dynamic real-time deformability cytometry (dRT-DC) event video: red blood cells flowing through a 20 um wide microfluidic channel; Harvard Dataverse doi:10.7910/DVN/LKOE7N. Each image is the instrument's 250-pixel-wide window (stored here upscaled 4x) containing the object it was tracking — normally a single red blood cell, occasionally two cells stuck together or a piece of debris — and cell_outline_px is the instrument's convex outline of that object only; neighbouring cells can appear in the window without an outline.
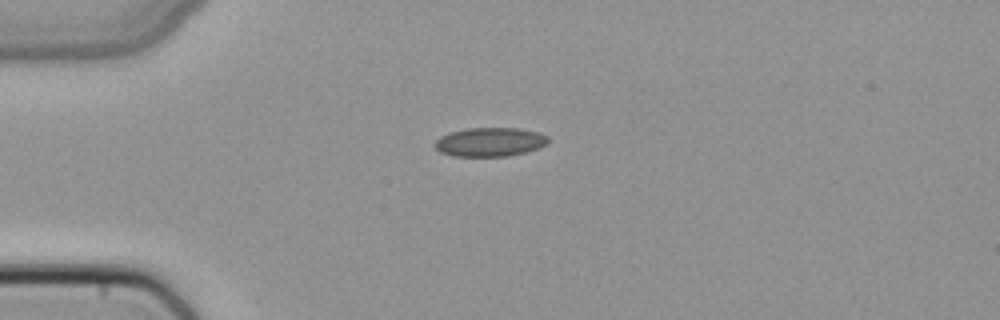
{"species": "common noctule bat (a hibernating species)", "species_latin": "Nyctalus noctula", "temperature_condition": "cold", "stored_images_in_passage": 38, "camera_frame_rate_fps": 3000, "um_per_image_px": 0.085, "animal": {"sex": "female", "body_mass_g": 22.7, "forearm_length_mm": 54.2}, "frame": {"image": 1, "passage_image": 1, "time_ms": 0.0, "image_size_px": [1000, 320], "cell_outline_px": [[548, 144], [540, 148], [508, 156], [452, 156], [440, 152], [432, 144], [440, 136], [448, 132], [468, 128], [516, 128], [536, 132], [548, 136]], "centroid_in_image_um": [41.61, 12.07], "position_along_channel_um": 43.4, "area_um2": 19.19}}
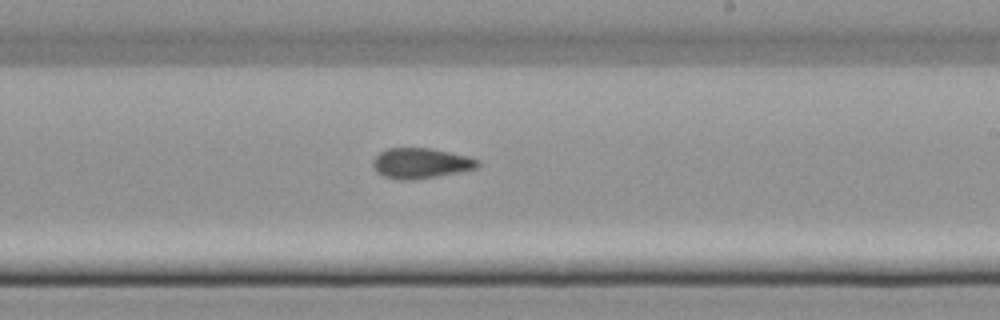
{"frame": {"image": 2, "passage_image": 18, "time_ms": 5.667, "image_size_px": [1000, 320], "cell_outline_px": [[480, 164], [476, 168], [436, 176], [412, 180], [396, 180], [384, 176], [376, 172], [372, 168], [372, 160], [380, 152], [388, 148], [432, 148], [468, 156], [480, 160]], "centroid_in_image_um": [35.73, 13.87], "position_along_channel_um": 253.3, "area_um2": 18.61}}
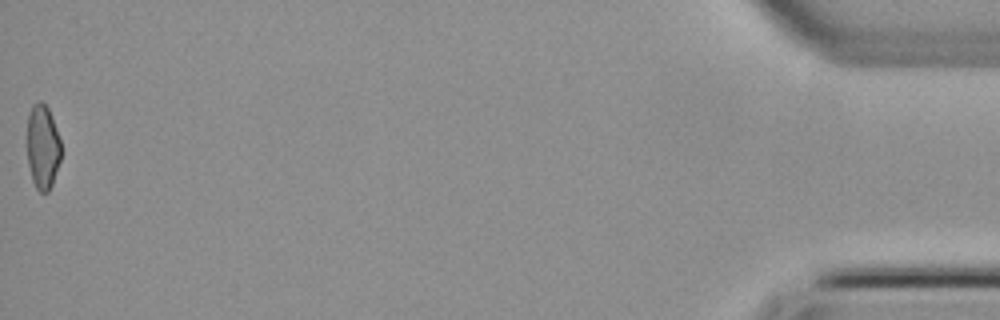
{"frame": {"image": 3, "passage_image": 38, "time_ms": 12.333, "image_size_px": [1000, 320], "cell_outline_px": [[60, 160], [52, 184], [48, 192], [40, 192], [36, 188], [32, 180], [28, 164], [28, 112], [32, 104], [40, 100], [48, 108], [52, 116], [60, 140]], "centroid_in_image_um": [3.62, 12.47], "position_along_channel_um": 431.6, "area_um2": 16.59}}